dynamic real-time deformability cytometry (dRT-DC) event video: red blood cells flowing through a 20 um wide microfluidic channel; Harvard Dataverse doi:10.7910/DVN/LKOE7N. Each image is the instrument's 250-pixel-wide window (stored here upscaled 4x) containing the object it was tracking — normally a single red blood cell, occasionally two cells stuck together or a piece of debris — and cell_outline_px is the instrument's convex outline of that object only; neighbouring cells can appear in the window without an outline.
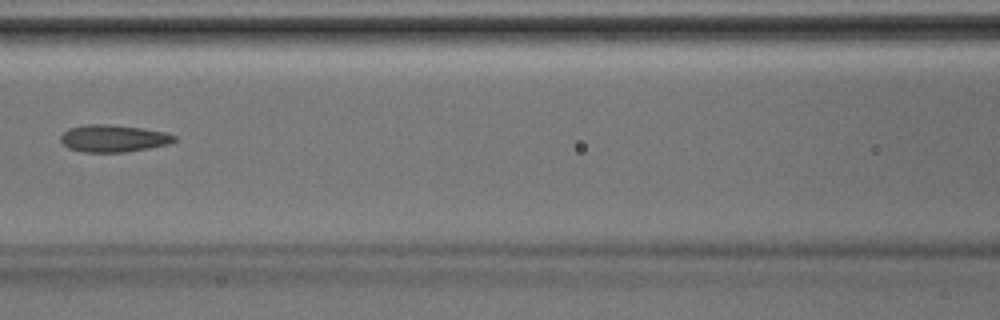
{"species": "Egyptian fruit bat (a non-hibernating species)", "species_latin": "Rousettus aegyptiacus", "temperature_condition": "room temperature", "stored_images_in_passage": 39, "camera_frame_rate_fps": 3000, "um_per_image_px": 0.085, "animal": {"sex": "male"}, "frame": {"image": 1, "passage_image": 17, "time_ms": 5.333, "image_size_px": [1000, 320], "cell_outline_px": [[176, 140], [168, 144], [148, 148], [124, 152], [84, 152], [68, 148], [60, 140], [60, 136], [68, 128], [88, 124], [104, 124], [140, 128], [164, 132], [176, 136]], "centroid_in_image_um": [9.61, 11.77], "position_along_channel_um": 157.0, "area_um2": 17.8}}